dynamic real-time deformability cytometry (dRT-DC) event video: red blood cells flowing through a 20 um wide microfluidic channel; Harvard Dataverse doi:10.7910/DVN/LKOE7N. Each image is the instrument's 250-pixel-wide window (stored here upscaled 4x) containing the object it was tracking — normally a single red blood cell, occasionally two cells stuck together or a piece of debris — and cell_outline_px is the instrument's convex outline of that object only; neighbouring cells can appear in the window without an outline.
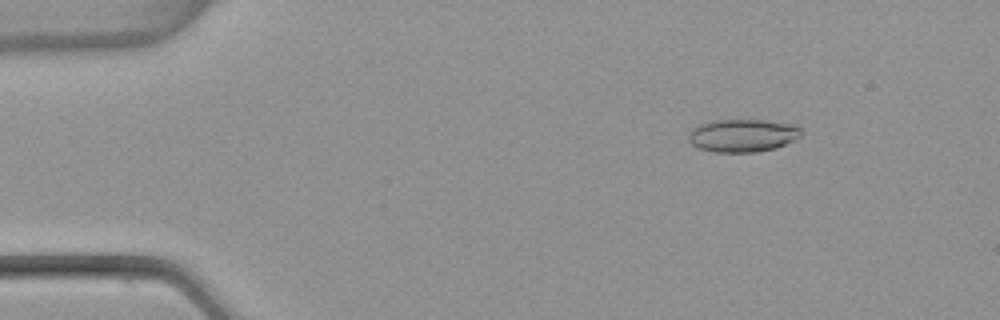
{"species": "common noctule bat (a hibernating species)", "species_latin": "Nyctalus noctula", "temperature_condition": "warm", "stored_images_in_passage": 4, "camera_frame_rate_fps": 3000, "um_per_image_px": 0.085, "animal": {"sex": "female", "body_mass_g": 22.7, "forearm_length_mm": 54.2}, "frame": {"image": 1, "passage_image": 2, "time_ms": 0.333, "image_size_px": [1000, 320], "cell_outline_px": [[800, 136], [796, 140], [776, 148], [756, 152], [712, 152], [700, 148], [692, 144], [688, 140], [688, 132], [696, 124], [712, 120], [768, 120], [796, 124], [800, 128]], "centroid_in_image_um": [63.11, 11.5], "position_along_channel_um": 21.9, "area_um2": 21.96}}